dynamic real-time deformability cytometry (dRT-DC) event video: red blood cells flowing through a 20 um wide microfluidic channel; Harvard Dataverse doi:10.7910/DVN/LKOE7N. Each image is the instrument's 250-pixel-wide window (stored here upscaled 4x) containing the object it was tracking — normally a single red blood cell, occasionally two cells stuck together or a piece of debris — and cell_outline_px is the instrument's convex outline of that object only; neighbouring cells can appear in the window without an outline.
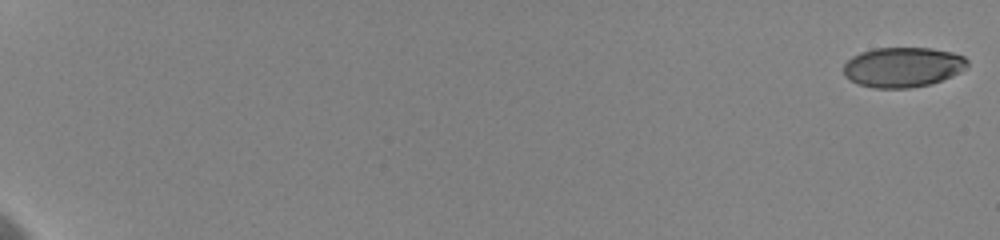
{"species": "human", "species_latin": "Homo sapiens", "temperature_condition": "cold", "stored_images_in_passage": 23, "camera_frame_rate_fps": 3000, "um_per_image_px": 0.085, "donor": {"sex": "female"}, "frame": {"image": 1, "passage_image": 1, "time_ms": 0.0, "image_size_px": [1000, 240], "cell_outline_px": [[968, 68], [952, 76], [932, 84], [912, 88], [872, 88], [856, 84], [844, 76], [844, 64], [852, 56], [860, 52], [872, 48], [932, 48], [952, 52], [964, 56], [968, 60]], "centroid_in_image_um": [76.75, 5.71], "position_along_channel_um": 8.3, "area_um2": 29.3}}
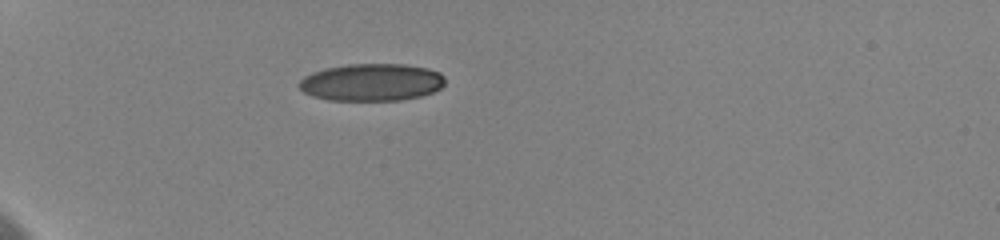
{"frame": {"image": 2, "passage_image": 19, "time_ms": 6.667, "image_size_px": [1000, 240], "cell_outline_px": [[444, 84], [440, 88], [432, 92], [420, 96], [400, 100], [328, 100], [312, 96], [304, 92], [296, 84], [304, 76], [312, 72], [324, 68], [348, 64], [404, 64], [428, 68], [440, 72], [444, 76]], "centroid_in_image_um": [31.56, 6.99], "position_along_channel_um": 53.4, "area_um2": 31.91}}